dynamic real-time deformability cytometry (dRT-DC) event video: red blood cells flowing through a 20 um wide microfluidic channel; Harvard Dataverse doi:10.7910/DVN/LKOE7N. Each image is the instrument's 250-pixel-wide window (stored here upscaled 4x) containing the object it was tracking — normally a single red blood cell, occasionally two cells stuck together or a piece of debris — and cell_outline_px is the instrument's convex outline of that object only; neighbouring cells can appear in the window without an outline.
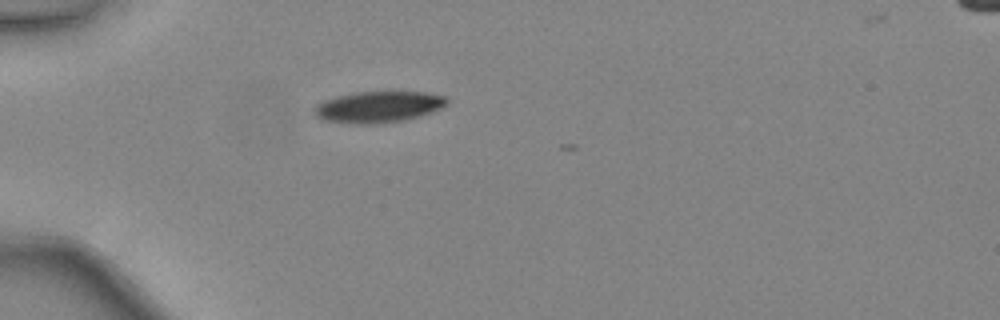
{"species": "common noctule bat (a hibernating species)", "species_latin": "Nyctalus noctula", "temperature_condition": "warm", "stored_images_in_passage": 3, "camera_frame_rate_fps": 3000, "um_per_image_px": 0.085, "animal": {"sex": "female", "body_mass_g": 24.6, "forearm_length_mm": 56.2}, "frame": {"image": 1, "passage_image": 1, "time_ms": 0.0, "image_size_px": [1000, 320], "cell_outline_px": [[448, 104], [432, 112], [420, 116], [404, 120], [380, 124], [352, 124], [320, 120], [312, 112], [312, 108], [316, 104], [324, 100], [336, 96], [356, 92], [428, 92], [444, 96], [448, 100]], "centroid_in_image_um": [32.11, 9.1], "position_along_channel_um": 52.9, "area_um2": 24.57}}